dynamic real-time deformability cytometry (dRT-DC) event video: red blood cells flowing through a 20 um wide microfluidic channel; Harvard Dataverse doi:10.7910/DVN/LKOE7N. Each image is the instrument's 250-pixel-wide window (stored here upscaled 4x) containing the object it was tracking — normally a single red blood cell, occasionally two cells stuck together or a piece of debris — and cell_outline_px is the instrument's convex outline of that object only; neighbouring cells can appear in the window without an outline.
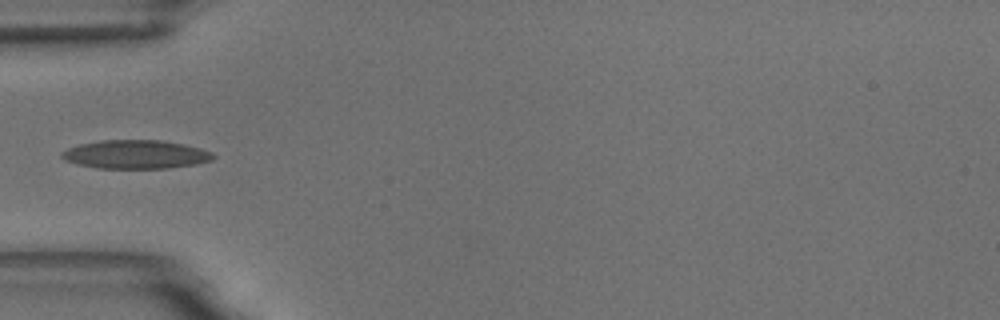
{"species": "common noctule bat (a hibernating species)", "species_latin": "Nyctalus noctula", "temperature_condition": "room temperature", "stored_images_in_passage": 6, "camera_frame_rate_fps": 3000, "um_per_image_px": 0.085, "animal": {"sex": "male", "body_mass_g": 18.8}, "frame": {"image": 1, "passage_image": 6, "time_ms": 5.667, "image_size_px": [1000, 320], "cell_outline_px": [[216, 156], [212, 160], [196, 164], [168, 168], [96, 168], [76, 164], [64, 160], [60, 156], [60, 152], [68, 148], [80, 144], [100, 140], [160, 140], [184, 144], [200, 148], [212, 152]], "centroid_in_image_um": [11.51, 13.12], "position_along_channel_um": 73.5, "area_um2": 25.37}}